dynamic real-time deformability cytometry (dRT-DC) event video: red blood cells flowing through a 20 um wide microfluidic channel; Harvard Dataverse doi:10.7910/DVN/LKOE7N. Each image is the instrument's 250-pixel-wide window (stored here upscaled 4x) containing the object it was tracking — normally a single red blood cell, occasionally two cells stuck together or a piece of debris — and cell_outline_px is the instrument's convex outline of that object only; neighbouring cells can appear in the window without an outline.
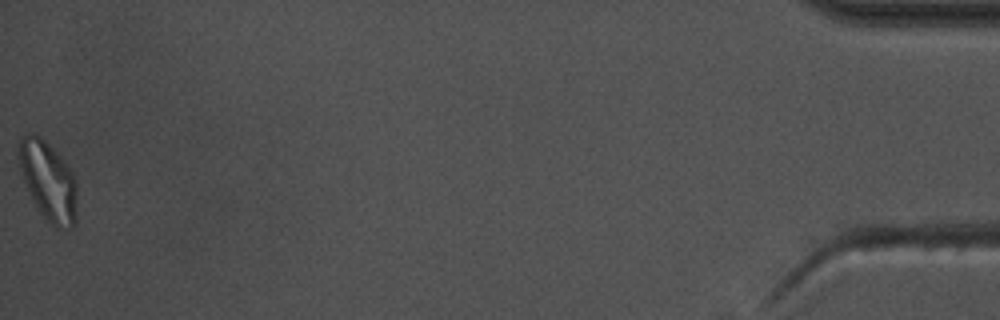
{"species": "common noctule bat (a hibernating species)", "species_latin": "Nyctalus noctula", "temperature_condition": "warm", "stored_images_in_passage": 43, "segment_of_instrument_passage": [2, 2], "camera_frame_rate_fps": 3000, "um_per_image_px": 0.085, "animal": {"sex": "male", "body_mass_g": 17.5, "forearm_length_mm": 52.3}, "frame": {"image": 1, "passage_image": 43, "time_ms": 14.0, "image_size_px": [1000, 320], "cell_outline_px": [[76, 224], [72, 228], [56, 228], [40, 212], [24, 180], [16, 156], [16, 148], [20, 136], [28, 132], [32, 132], [40, 136], [72, 168], [76, 180]], "centroid_in_image_um": [4.09, 15.32], "position_along_channel_um": 431.1, "area_um2": 27.11}}